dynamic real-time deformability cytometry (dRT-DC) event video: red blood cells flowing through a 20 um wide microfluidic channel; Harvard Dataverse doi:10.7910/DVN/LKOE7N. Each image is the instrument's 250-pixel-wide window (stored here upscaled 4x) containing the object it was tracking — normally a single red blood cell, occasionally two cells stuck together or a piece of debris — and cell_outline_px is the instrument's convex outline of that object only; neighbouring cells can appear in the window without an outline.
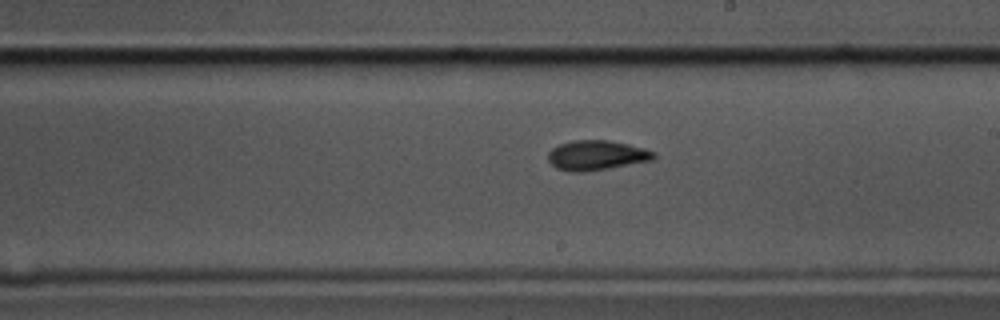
{"species": "common noctule bat (a hibernating species)", "species_latin": "Nyctalus noctula", "temperature_condition": "cold", "stored_images_in_passage": 47, "camera_frame_rate_fps": 3000, "um_per_image_px": 0.085, "animal": {"sex": "male", "body_mass_g": 17.5, "forearm_length_mm": 52.3}, "frame": {"image": 1, "passage_image": 22, "time_ms": 7.0, "image_size_px": [1000, 320], "cell_outline_px": [[656, 156], [652, 160], [608, 168], [584, 172], [568, 172], [556, 168], [548, 160], [548, 152], [552, 148], [560, 144], [572, 140], [608, 140], [628, 144], [644, 148], [656, 152]], "centroid_in_image_um": [50.69, 13.2], "position_along_channel_um": 238.3, "area_um2": 18.38}}
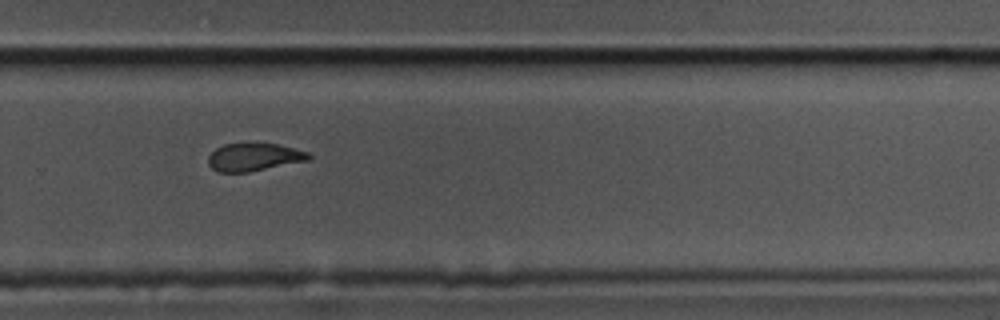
{"frame": {"image": 2, "passage_image": 28, "time_ms": 9.0, "image_size_px": [1000, 320], "cell_outline_px": [[312, 156], [308, 160], [248, 172], [216, 172], [208, 164], [208, 156], [216, 148], [224, 144], [256, 140], [276, 144], [308, 152]], "centroid_in_image_um": [21.55, 13.31], "position_along_channel_um": 308.3, "area_um2": 16.76}}
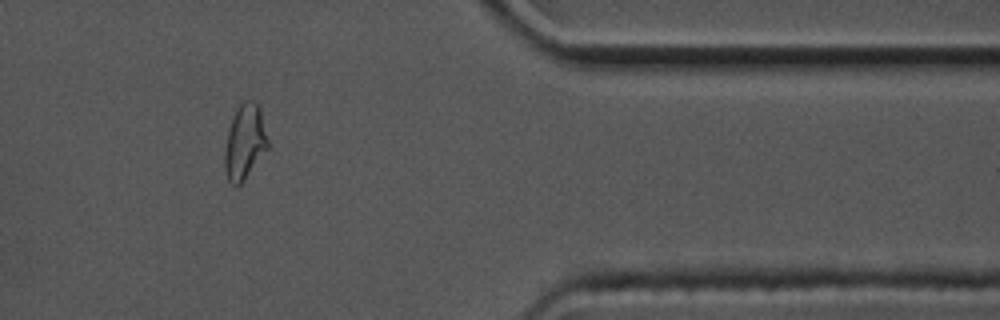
{"frame": {"image": 3, "passage_image": 37, "time_ms": 12.0, "image_size_px": [1000, 320], "cell_outline_px": [[268, 148], [244, 180], [236, 188], [228, 180], [224, 168], [224, 152], [228, 128], [232, 116], [236, 108], [244, 100], [252, 100], [260, 104], [268, 140]], "centroid_in_image_um": [20.8, 12.04], "position_along_channel_um": 390.6, "area_um2": 19.19}, "authors_computed_cell_mechanics": {"area_um2": 18.207, "velocity_mm_per_s": 3.4972, "shape_relaxation_time_tau1_ms": 3.8924, "shape_relaxation_time_tau2_ms": 3.6179, "deformation_change_tau1": 0.1278, "deformation_change_tau2": 0.0839}}